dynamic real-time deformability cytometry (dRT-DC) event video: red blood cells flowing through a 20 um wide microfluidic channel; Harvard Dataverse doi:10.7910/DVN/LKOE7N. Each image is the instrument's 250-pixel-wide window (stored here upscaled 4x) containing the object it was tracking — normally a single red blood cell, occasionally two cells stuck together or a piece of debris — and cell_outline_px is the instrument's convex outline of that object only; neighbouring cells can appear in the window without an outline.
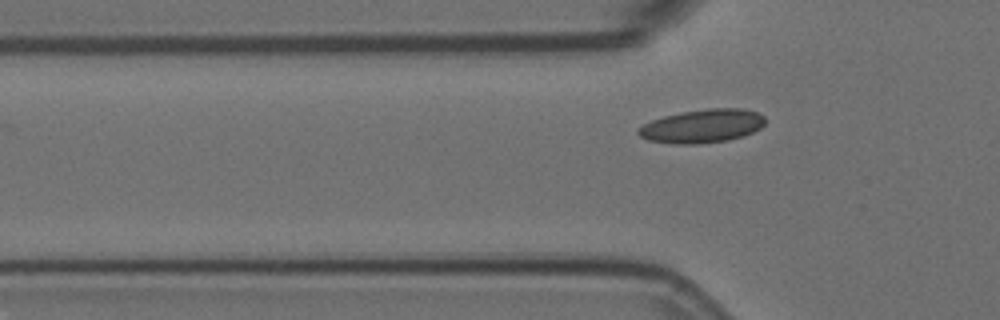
{"species": "Egyptian fruit bat (a non-hibernating species)", "species_latin": "Rousettus aegyptiacus", "temperature_condition": "room temperature", "stored_images_in_passage": 2, "camera_frame_rate_fps": 3000, "um_per_image_px": 0.085, "animal": {"sex": "female"}, "frame": {"image": 1, "passage_image": 2, "time_ms": 0.333, "image_size_px": [1000, 320], "cell_outline_px": [[764, 124], [760, 128], [752, 132], [728, 140], [696, 144], [676, 144], [648, 140], [640, 136], [636, 132], [636, 128], [652, 120], [664, 116], [680, 112], [708, 108], [740, 108], [756, 112], [764, 116]], "centroid_in_image_um": [59.65, 10.71], "position_along_channel_um": 66.1, "area_um2": 24.68}}